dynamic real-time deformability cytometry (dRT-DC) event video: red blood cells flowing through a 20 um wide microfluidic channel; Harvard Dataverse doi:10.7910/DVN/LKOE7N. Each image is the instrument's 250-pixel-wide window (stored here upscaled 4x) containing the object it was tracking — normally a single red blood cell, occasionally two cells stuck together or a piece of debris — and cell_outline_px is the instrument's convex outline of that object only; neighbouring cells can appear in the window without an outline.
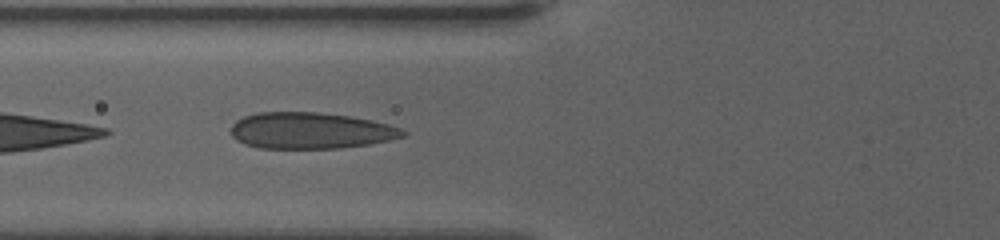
{"species": "human", "species_latin": "Homo sapiens", "temperature_condition": "warm", "stored_images_in_passage": 37, "camera_frame_rate_fps": 3000, "um_per_image_px": 0.085, "donor": {"sex": "female"}, "frame": {"image": 1, "passage_image": 3, "time_ms": 0.667, "image_size_px": [1000, 240], "cell_outline_px": [[408, 132], [404, 136], [388, 140], [368, 144], [340, 148], [260, 148], [244, 144], [236, 140], [232, 136], [232, 124], [236, 120], [244, 116], [256, 112], [320, 112], [348, 116], [372, 120], [388, 124], [400, 128]], "centroid_in_image_um": [26.37, 11.1], "position_along_channel_um": 99.4, "area_um2": 36.41}}
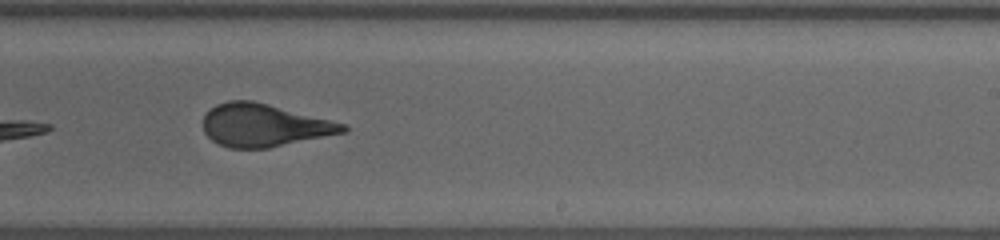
{"frame": {"image": 2, "passage_image": 17, "time_ms": 5.333, "image_size_px": [1000, 240], "cell_outline_px": [[348, 132], [268, 148], [228, 148], [212, 140], [204, 132], [204, 116], [216, 104], [228, 100], [252, 100], [332, 120], [344, 124], [348, 128]], "centroid_in_image_um": [22.46, 10.65], "position_along_channel_um": 266.5, "area_um2": 34.68}}
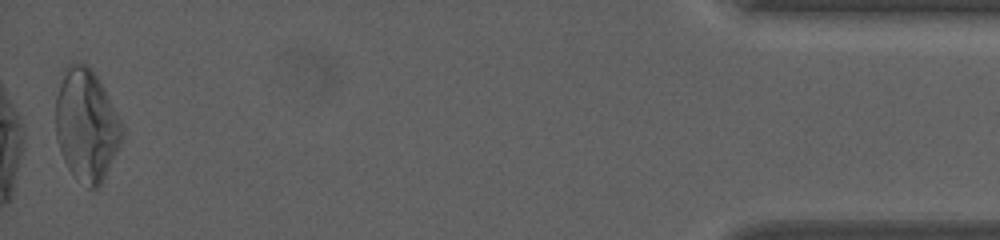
{"frame": {"image": 3, "passage_image": 37, "time_ms": 12.0, "image_size_px": [1000, 240], "cell_outline_px": [[124, 136], [96, 192], [88, 188], [76, 180], [72, 176], [60, 152], [56, 140], [56, 96], [64, 68], [68, 64], [80, 60], [88, 64], [96, 76], [120, 120], [124, 132]], "centroid_in_image_um": [7.31, 10.65], "position_along_channel_um": 427.9, "area_um2": 43.41}, "authors_computed_cell_mechanics": {"area_um2": 35.258, "velocity_mm_per_s": 3.5799, "shape_relaxation_time_tau1_ms": 8.7424, "shape_relaxation_time_tau2_ms": null, "deformation_change_tau1": 0.2317, "deformation_change_tau2": null}}